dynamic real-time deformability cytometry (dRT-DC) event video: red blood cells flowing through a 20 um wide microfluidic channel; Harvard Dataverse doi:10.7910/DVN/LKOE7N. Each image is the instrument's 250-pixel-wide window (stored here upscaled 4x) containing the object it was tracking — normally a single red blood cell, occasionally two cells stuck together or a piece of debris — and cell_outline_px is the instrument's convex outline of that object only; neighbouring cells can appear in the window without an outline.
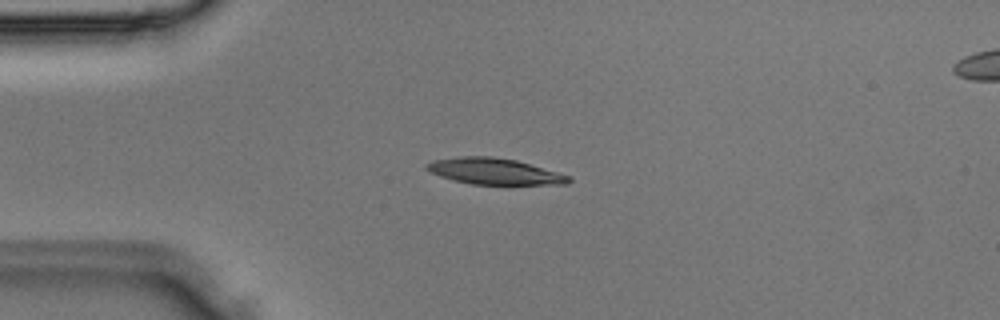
{"species": "Egyptian fruit bat (a non-hibernating species)", "species_latin": "Rousettus aegyptiacus", "temperature_condition": "room temperature", "stored_images_in_passage": 2, "segment_of_instrument_passage": [1, 2], "camera_frame_rate_fps": 3000, "um_per_image_px": 0.085, "animal": {"sex": "male"}, "frame": {"image": 1, "passage_image": 1, "time_ms": 0.0, "image_size_px": [1000, 320], "cell_outline_px": [[572, 180], [568, 184], [472, 184], [452, 180], [440, 176], [424, 168], [424, 164], [432, 160], [456, 156], [492, 156], [516, 160], [572, 176]], "centroid_in_image_um": [42.0, 14.55], "position_along_channel_um": 43.0, "area_um2": 21.79}}